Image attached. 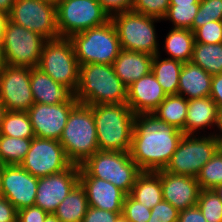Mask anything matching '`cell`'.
I'll return each mask as SVG.
<instances>
[{
	"label": "cell",
	"instance_id": "1",
	"mask_svg": "<svg viewBox=\"0 0 222 222\" xmlns=\"http://www.w3.org/2000/svg\"><path fill=\"white\" fill-rule=\"evenodd\" d=\"M184 133L153 113L135 114L130 156L141 171L163 170Z\"/></svg>",
	"mask_w": 222,
	"mask_h": 222
},
{
	"label": "cell",
	"instance_id": "2",
	"mask_svg": "<svg viewBox=\"0 0 222 222\" xmlns=\"http://www.w3.org/2000/svg\"><path fill=\"white\" fill-rule=\"evenodd\" d=\"M75 98L88 106L123 104L127 102V87L115 74L113 65L87 63L79 65Z\"/></svg>",
	"mask_w": 222,
	"mask_h": 222
},
{
	"label": "cell",
	"instance_id": "3",
	"mask_svg": "<svg viewBox=\"0 0 222 222\" xmlns=\"http://www.w3.org/2000/svg\"><path fill=\"white\" fill-rule=\"evenodd\" d=\"M100 151L130 152L135 114L126 103L92 105Z\"/></svg>",
	"mask_w": 222,
	"mask_h": 222
},
{
	"label": "cell",
	"instance_id": "4",
	"mask_svg": "<svg viewBox=\"0 0 222 222\" xmlns=\"http://www.w3.org/2000/svg\"><path fill=\"white\" fill-rule=\"evenodd\" d=\"M59 142L73 165H82L99 151L91 106L78 103L71 110Z\"/></svg>",
	"mask_w": 222,
	"mask_h": 222
},
{
	"label": "cell",
	"instance_id": "5",
	"mask_svg": "<svg viewBox=\"0 0 222 222\" xmlns=\"http://www.w3.org/2000/svg\"><path fill=\"white\" fill-rule=\"evenodd\" d=\"M69 39L79 65H112L121 51L118 34L111 20L104 25L74 34Z\"/></svg>",
	"mask_w": 222,
	"mask_h": 222
},
{
	"label": "cell",
	"instance_id": "6",
	"mask_svg": "<svg viewBox=\"0 0 222 222\" xmlns=\"http://www.w3.org/2000/svg\"><path fill=\"white\" fill-rule=\"evenodd\" d=\"M80 167L91 177L114 184L129 195L137 176L142 172L130 152L97 151Z\"/></svg>",
	"mask_w": 222,
	"mask_h": 222
},
{
	"label": "cell",
	"instance_id": "7",
	"mask_svg": "<svg viewBox=\"0 0 222 222\" xmlns=\"http://www.w3.org/2000/svg\"><path fill=\"white\" fill-rule=\"evenodd\" d=\"M159 20L162 19L133 11L122 12L111 17L121 49L148 53L152 56L160 53L154 26V22Z\"/></svg>",
	"mask_w": 222,
	"mask_h": 222
},
{
	"label": "cell",
	"instance_id": "8",
	"mask_svg": "<svg viewBox=\"0 0 222 222\" xmlns=\"http://www.w3.org/2000/svg\"><path fill=\"white\" fill-rule=\"evenodd\" d=\"M56 6L59 37L70 38L111 20L98 0H57Z\"/></svg>",
	"mask_w": 222,
	"mask_h": 222
},
{
	"label": "cell",
	"instance_id": "9",
	"mask_svg": "<svg viewBox=\"0 0 222 222\" xmlns=\"http://www.w3.org/2000/svg\"><path fill=\"white\" fill-rule=\"evenodd\" d=\"M39 69L55 82L69 87L74 93L79 84V64L69 38L59 37L44 44Z\"/></svg>",
	"mask_w": 222,
	"mask_h": 222
},
{
	"label": "cell",
	"instance_id": "10",
	"mask_svg": "<svg viewBox=\"0 0 222 222\" xmlns=\"http://www.w3.org/2000/svg\"><path fill=\"white\" fill-rule=\"evenodd\" d=\"M47 39L25 29L8 18L4 25L2 45L9 66L38 67Z\"/></svg>",
	"mask_w": 222,
	"mask_h": 222
},
{
	"label": "cell",
	"instance_id": "11",
	"mask_svg": "<svg viewBox=\"0 0 222 222\" xmlns=\"http://www.w3.org/2000/svg\"><path fill=\"white\" fill-rule=\"evenodd\" d=\"M213 134L200 138L195 135L182 137L165 171L175 175L197 177L201 168L220 148Z\"/></svg>",
	"mask_w": 222,
	"mask_h": 222
},
{
	"label": "cell",
	"instance_id": "12",
	"mask_svg": "<svg viewBox=\"0 0 222 222\" xmlns=\"http://www.w3.org/2000/svg\"><path fill=\"white\" fill-rule=\"evenodd\" d=\"M7 18L47 40L59 38L56 3L43 0H16Z\"/></svg>",
	"mask_w": 222,
	"mask_h": 222
},
{
	"label": "cell",
	"instance_id": "13",
	"mask_svg": "<svg viewBox=\"0 0 222 222\" xmlns=\"http://www.w3.org/2000/svg\"><path fill=\"white\" fill-rule=\"evenodd\" d=\"M71 165L59 140L34 137L20 166L41 178L59 173Z\"/></svg>",
	"mask_w": 222,
	"mask_h": 222
},
{
	"label": "cell",
	"instance_id": "14",
	"mask_svg": "<svg viewBox=\"0 0 222 222\" xmlns=\"http://www.w3.org/2000/svg\"><path fill=\"white\" fill-rule=\"evenodd\" d=\"M0 101L7 111L27 112L35 103L30 85V67L7 65L0 72Z\"/></svg>",
	"mask_w": 222,
	"mask_h": 222
},
{
	"label": "cell",
	"instance_id": "15",
	"mask_svg": "<svg viewBox=\"0 0 222 222\" xmlns=\"http://www.w3.org/2000/svg\"><path fill=\"white\" fill-rule=\"evenodd\" d=\"M80 166L71 164L67 169L38 178L34 206L47 213H54L58 205L79 183Z\"/></svg>",
	"mask_w": 222,
	"mask_h": 222
},
{
	"label": "cell",
	"instance_id": "16",
	"mask_svg": "<svg viewBox=\"0 0 222 222\" xmlns=\"http://www.w3.org/2000/svg\"><path fill=\"white\" fill-rule=\"evenodd\" d=\"M1 194L17 210L34 206L38 178L20 165H3L0 179Z\"/></svg>",
	"mask_w": 222,
	"mask_h": 222
},
{
	"label": "cell",
	"instance_id": "17",
	"mask_svg": "<svg viewBox=\"0 0 222 222\" xmlns=\"http://www.w3.org/2000/svg\"><path fill=\"white\" fill-rule=\"evenodd\" d=\"M79 102L55 105L34 103L27 111L35 137L59 140L71 110Z\"/></svg>",
	"mask_w": 222,
	"mask_h": 222
},
{
	"label": "cell",
	"instance_id": "18",
	"mask_svg": "<svg viewBox=\"0 0 222 222\" xmlns=\"http://www.w3.org/2000/svg\"><path fill=\"white\" fill-rule=\"evenodd\" d=\"M155 172L161 178L164 201L179 211L197 205L201 188L195 177L171 174L164 169Z\"/></svg>",
	"mask_w": 222,
	"mask_h": 222
},
{
	"label": "cell",
	"instance_id": "19",
	"mask_svg": "<svg viewBox=\"0 0 222 222\" xmlns=\"http://www.w3.org/2000/svg\"><path fill=\"white\" fill-rule=\"evenodd\" d=\"M79 183L85 190L89 207L122 213L126 194L114 184L89 176L81 167Z\"/></svg>",
	"mask_w": 222,
	"mask_h": 222
},
{
	"label": "cell",
	"instance_id": "20",
	"mask_svg": "<svg viewBox=\"0 0 222 222\" xmlns=\"http://www.w3.org/2000/svg\"><path fill=\"white\" fill-rule=\"evenodd\" d=\"M166 96L155 75L150 72L127 88L126 104L134 114L152 113Z\"/></svg>",
	"mask_w": 222,
	"mask_h": 222
},
{
	"label": "cell",
	"instance_id": "21",
	"mask_svg": "<svg viewBox=\"0 0 222 222\" xmlns=\"http://www.w3.org/2000/svg\"><path fill=\"white\" fill-rule=\"evenodd\" d=\"M30 85L35 103L55 105L78 102L69 87L55 82L38 67L30 68Z\"/></svg>",
	"mask_w": 222,
	"mask_h": 222
},
{
	"label": "cell",
	"instance_id": "22",
	"mask_svg": "<svg viewBox=\"0 0 222 222\" xmlns=\"http://www.w3.org/2000/svg\"><path fill=\"white\" fill-rule=\"evenodd\" d=\"M153 57L148 53L121 49L112 65L115 74L128 88L133 82L151 72Z\"/></svg>",
	"mask_w": 222,
	"mask_h": 222
},
{
	"label": "cell",
	"instance_id": "23",
	"mask_svg": "<svg viewBox=\"0 0 222 222\" xmlns=\"http://www.w3.org/2000/svg\"><path fill=\"white\" fill-rule=\"evenodd\" d=\"M212 77L200 66L191 62L184 63L179 75L177 95L187 100L209 97Z\"/></svg>",
	"mask_w": 222,
	"mask_h": 222
},
{
	"label": "cell",
	"instance_id": "24",
	"mask_svg": "<svg viewBox=\"0 0 222 222\" xmlns=\"http://www.w3.org/2000/svg\"><path fill=\"white\" fill-rule=\"evenodd\" d=\"M218 114L219 108L210 96L188 100L185 135L217 125Z\"/></svg>",
	"mask_w": 222,
	"mask_h": 222
},
{
	"label": "cell",
	"instance_id": "25",
	"mask_svg": "<svg viewBox=\"0 0 222 222\" xmlns=\"http://www.w3.org/2000/svg\"><path fill=\"white\" fill-rule=\"evenodd\" d=\"M130 195L151 209L163 200L160 176L156 172L142 171L137 176Z\"/></svg>",
	"mask_w": 222,
	"mask_h": 222
},
{
	"label": "cell",
	"instance_id": "26",
	"mask_svg": "<svg viewBox=\"0 0 222 222\" xmlns=\"http://www.w3.org/2000/svg\"><path fill=\"white\" fill-rule=\"evenodd\" d=\"M84 188L78 183L53 213L61 222H82L88 209Z\"/></svg>",
	"mask_w": 222,
	"mask_h": 222
},
{
	"label": "cell",
	"instance_id": "27",
	"mask_svg": "<svg viewBox=\"0 0 222 222\" xmlns=\"http://www.w3.org/2000/svg\"><path fill=\"white\" fill-rule=\"evenodd\" d=\"M159 57L160 53L153 57L151 72L155 75L166 95H177L179 75L184 63L170 58L160 59Z\"/></svg>",
	"mask_w": 222,
	"mask_h": 222
},
{
	"label": "cell",
	"instance_id": "28",
	"mask_svg": "<svg viewBox=\"0 0 222 222\" xmlns=\"http://www.w3.org/2000/svg\"><path fill=\"white\" fill-rule=\"evenodd\" d=\"M188 100L180 95H167L152 112L158 119L173 125L185 134Z\"/></svg>",
	"mask_w": 222,
	"mask_h": 222
},
{
	"label": "cell",
	"instance_id": "29",
	"mask_svg": "<svg viewBox=\"0 0 222 222\" xmlns=\"http://www.w3.org/2000/svg\"><path fill=\"white\" fill-rule=\"evenodd\" d=\"M194 42V32L190 29L172 28L166 36L164 50L170 59L183 63L190 62Z\"/></svg>",
	"mask_w": 222,
	"mask_h": 222
},
{
	"label": "cell",
	"instance_id": "30",
	"mask_svg": "<svg viewBox=\"0 0 222 222\" xmlns=\"http://www.w3.org/2000/svg\"><path fill=\"white\" fill-rule=\"evenodd\" d=\"M191 63L200 66L211 75L222 73V43L194 42Z\"/></svg>",
	"mask_w": 222,
	"mask_h": 222
},
{
	"label": "cell",
	"instance_id": "31",
	"mask_svg": "<svg viewBox=\"0 0 222 222\" xmlns=\"http://www.w3.org/2000/svg\"><path fill=\"white\" fill-rule=\"evenodd\" d=\"M32 139L0 135V164L20 165L30 149Z\"/></svg>",
	"mask_w": 222,
	"mask_h": 222
},
{
	"label": "cell",
	"instance_id": "32",
	"mask_svg": "<svg viewBox=\"0 0 222 222\" xmlns=\"http://www.w3.org/2000/svg\"><path fill=\"white\" fill-rule=\"evenodd\" d=\"M0 135L15 138H34L35 134L28 113L7 111L1 124Z\"/></svg>",
	"mask_w": 222,
	"mask_h": 222
},
{
	"label": "cell",
	"instance_id": "33",
	"mask_svg": "<svg viewBox=\"0 0 222 222\" xmlns=\"http://www.w3.org/2000/svg\"><path fill=\"white\" fill-rule=\"evenodd\" d=\"M196 179L201 190H214L222 185V147L201 168Z\"/></svg>",
	"mask_w": 222,
	"mask_h": 222
},
{
	"label": "cell",
	"instance_id": "34",
	"mask_svg": "<svg viewBox=\"0 0 222 222\" xmlns=\"http://www.w3.org/2000/svg\"><path fill=\"white\" fill-rule=\"evenodd\" d=\"M200 4H178L170 5L167 14L162 20H170L173 28L190 29Z\"/></svg>",
	"mask_w": 222,
	"mask_h": 222
},
{
	"label": "cell",
	"instance_id": "35",
	"mask_svg": "<svg viewBox=\"0 0 222 222\" xmlns=\"http://www.w3.org/2000/svg\"><path fill=\"white\" fill-rule=\"evenodd\" d=\"M197 206L207 222H222V201L214 190H201Z\"/></svg>",
	"mask_w": 222,
	"mask_h": 222
},
{
	"label": "cell",
	"instance_id": "36",
	"mask_svg": "<svg viewBox=\"0 0 222 222\" xmlns=\"http://www.w3.org/2000/svg\"><path fill=\"white\" fill-rule=\"evenodd\" d=\"M222 21V0H200V7L192 24V32L209 22Z\"/></svg>",
	"mask_w": 222,
	"mask_h": 222
},
{
	"label": "cell",
	"instance_id": "37",
	"mask_svg": "<svg viewBox=\"0 0 222 222\" xmlns=\"http://www.w3.org/2000/svg\"><path fill=\"white\" fill-rule=\"evenodd\" d=\"M169 6L170 0H134L131 11L163 19Z\"/></svg>",
	"mask_w": 222,
	"mask_h": 222
},
{
	"label": "cell",
	"instance_id": "38",
	"mask_svg": "<svg viewBox=\"0 0 222 222\" xmlns=\"http://www.w3.org/2000/svg\"><path fill=\"white\" fill-rule=\"evenodd\" d=\"M122 214L130 222H148L151 209L146 208L143 203L138 202L129 194L124 199Z\"/></svg>",
	"mask_w": 222,
	"mask_h": 222
},
{
	"label": "cell",
	"instance_id": "39",
	"mask_svg": "<svg viewBox=\"0 0 222 222\" xmlns=\"http://www.w3.org/2000/svg\"><path fill=\"white\" fill-rule=\"evenodd\" d=\"M197 43L216 44L222 43V21L209 22L194 31Z\"/></svg>",
	"mask_w": 222,
	"mask_h": 222
},
{
	"label": "cell",
	"instance_id": "40",
	"mask_svg": "<svg viewBox=\"0 0 222 222\" xmlns=\"http://www.w3.org/2000/svg\"><path fill=\"white\" fill-rule=\"evenodd\" d=\"M179 210L169 202L162 200L151 208L148 222H178Z\"/></svg>",
	"mask_w": 222,
	"mask_h": 222
},
{
	"label": "cell",
	"instance_id": "41",
	"mask_svg": "<svg viewBox=\"0 0 222 222\" xmlns=\"http://www.w3.org/2000/svg\"><path fill=\"white\" fill-rule=\"evenodd\" d=\"M98 2L111 18L116 14L131 11L134 0H98Z\"/></svg>",
	"mask_w": 222,
	"mask_h": 222
},
{
	"label": "cell",
	"instance_id": "42",
	"mask_svg": "<svg viewBox=\"0 0 222 222\" xmlns=\"http://www.w3.org/2000/svg\"><path fill=\"white\" fill-rule=\"evenodd\" d=\"M120 214L122 213L88 207L82 222H115Z\"/></svg>",
	"mask_w": 222,
	"mask_h": 222
},
{
	"label": "cell",
	"instance_id": "43",
	"mask_svg": "<svg viewBox=\"0 0 222 222\" xmlns=\"http://www.w3.org/2000/svg\"><path fill=\"white\" fill-rule=\"evenodd\" d=\"M48 213L37 206L25 207L18 210V222H44Z\"/></svg>",
	"mask_w": 222,
	"mask_h": 222
},
{
	"label": "cell",
	"instance_id": "44",
	"mask_svg": "<svg viewBox=\"0 0 222 222\" xmlns=\"http://www.w3.org/2000/svg\"><path fill=\"white\" fill-rule=\"evenodd\" d=\"M18 210L5 197H0V222H16Z\"/></svg>",
	"mask_w": 222,
	"mask_h": 222
},
{
	"label": "cell",
	"instance_id": "45",
	"mask_svg": "<svg viewBox=\"0 0 222 222\" xmlns=\"http://www.w3.org/2000/svg\"><path fill=\"white\" fill-rule=\"evenodd\" d=\"M178 222H207L198 206L179 211Z\"/></svg>",
	"mask_w": 222,
	"mask_h": 222
},
{
	"label": "cell",
	"instance_id": "46",
	"mask_svg": "<svg viewBox=\"0 0 222 222\" xmlns=\"http://www.w3.org/2000/svg\"><path fill=\"white\" fill-rule=\"evenodd\" d=\"M210 97L215 101L219 110H222V73L213 75Z\"/></svg>",
	"mask_w": 222,
	"mask_h": 222
},
{
	"label": "cell",
	"instance_id": "47",
	"mask_svg": "<svg viewBox=\"0 0 222 222\" xmlns=\"http://www.w3.org/2000/svg\"><path fill=\"white\" fill-rule=\"evenodd\" d=\"M16 0H0V12L8 15Z\"/></svg>",
	"mask_w": 222,
	"mask_h": 222
},
{
	"label": "cell",
	"instance_id": "48",
	"mask_svg": "<svg viewBox=\"0 0 222 222\" xmlns=\"http://www.w3.org/2000/svg\"><path fill=\"white\" fill-rule=\"evenodd\" d=\"M217 128L222 133V110H219L218 119H217ZM214 138L218 141L219 145L222 147V134H215L213 133Z\"/></svg>",
	"mask_w": 222,
	"mask_h": 222
},
{
	"label": "cell",
	"instance_id": "49",
	"mask_svg": "<svg viewBox=\"0 0 222 222\" xmlns=\"http://www.w3.org/2000/svg\"><path fill=\"white\" fill-rule=\"evenodd\" d=\"M8 65L5 57L4 47L0 42V72Z\"/></svg>",
	"mask_w": 222,
	"mask_h": 222
},
{
	"label": "cell",
	"instance_id": "50",
	"mask_svg": "<svg viewBox=\"0 0 222 222\" xmlns=\"http://www.w3.org/2000/svg\"><path fill=\"white\" fill-rule=\"evenodd\" d=\"M178 4H200V0H170V5Z\"/></svg>",
	"mask_w": 222,
	"mask_h": 222
},
{
	"label": "cell",
	"instance_id": "51",
	"mask_svg": "<svg viewBox=\"0 0 222 222\" xmlns=\"http://www.w3.org/2000/svg\"><path fill=\"white\" fill-rule=\"evenodd\" d=\"M6 20H7V15L4 14L3 12H0V42H2L3 39V30Z\"/></svg>",
	"mask_w": 222,
	"mask_h": 222
},
{
	"label": "cell",
	"instance_id": "52",
	"mask_svg": "<svg viewBox=\"0 0 222 222\" xmlns=\"http://www.w3.org/2000/svg\"><path fill=\"white\" fill-rule=\"evenodd\" d=\"M7 112L6 107L4 106V104L0 101V128H1V124L3 122L4 116Z\"/></svg>",
	"mask_w": 222,
	"mask_h": 222
},
{
	"label": "cell",
	"instance_id": "53",
	"mask_svg": "<svg viewBox=\"0 0 222 222\" xmlns=\"http://www.w3.org/2000/svg\"><path fill=\"white\" fill-rule=\"evenodd\" d=\"M44 222H61L53 213H48Z\"/></svg>",
	"mask_w": 222,
	"mask_h": 222
},
{
	"label": "cell",
	"instance_id": "54",
	"mask_svg": "<svg viewBox=\"0 0 222 222\" xmlns=\"http://www.w3.org/2000/svg\"><path fill=\"white\" fill-rule=\"evenodd\" d=\"M115 222H130L123 214H120Z\"/></svg>",
	"mask_w": 222,
	"mask_h": 222
},
{
	"label": "cell",
	"instance_id": "55",
	"mask_svg": "<svg viewBox=\"0 0 222 222\" xmlns=\"http://www.w3.org/2000/svg\"><path fill=\"white\" fill-rule=\"evenodd\" d=\"M214 191L216 192V194L219 196V198H220L221 201H222V185L216 187V188L214 189Z\"/></svg>",
	"mask_w": 222,
	"mask_h": 222
},
{
	"label": "cell",
	"instance_id": "56",
	"mask_svg": "<svg viewBox=\"0 0 222 222\" xmlns=\"http://www.w3.org/2000/svg\"><path fill=\"white\" fill-rule=\"evenodd\" d=\"M2 167H3V165L0 164V179H1ZM0 197H2V194H1V186H0Z\"/></svg>",
	"mask_w": 222,
	"mask_h": 222
},
{
	"label": "cell",
	"instance_id": "57",
	"mask_svg": "<svg viewBox=\"0 0 222 222\" xmlns=\"http://www.w3.org/2000/svg\"><path fill=\"white\" fill-rule=\"evenodd\" d=\"M43 1L52 2V3H56L57 2V0H43Z\"/></svg>",
	"mask_w": 222,
	"mask_h": 222
}]
</instances>
